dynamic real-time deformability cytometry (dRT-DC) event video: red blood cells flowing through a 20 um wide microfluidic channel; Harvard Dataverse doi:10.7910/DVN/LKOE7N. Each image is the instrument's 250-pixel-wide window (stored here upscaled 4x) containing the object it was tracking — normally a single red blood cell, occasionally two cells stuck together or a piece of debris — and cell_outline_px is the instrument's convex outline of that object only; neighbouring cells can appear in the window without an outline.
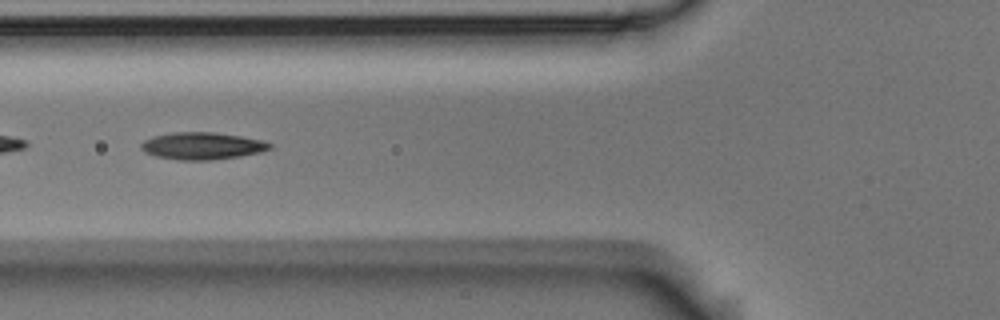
{"species": "Egyptian fruit bat (a non-hibernating species)", "species_latin": "Rousettus aegyptiacus", "temperature_condition": "room temperature", "stored_images_in_passage": 39, "camera_frame_rate_fps": 3000, "um_per_image_px": 0.085, "animal": {"sex": "male"}, "frame": {"image": 1, "passage_image": 20, "time_ms": 6.333, "image_size_px": [1000, 320], "cell_outline_px": [[272, 148], [260, 152], [240, 156], [212, 160], [180, 160], [156, 156], [144, 152], [140, 148], [140, 144], [144, 140], [156, 136], [172, 132], [216, 132], [264, 140], [272, 144]], "centroid_in_image_um": [17.2, 12.4], "position_along_channel_um": 108.6, "area_um2": 20.4}}
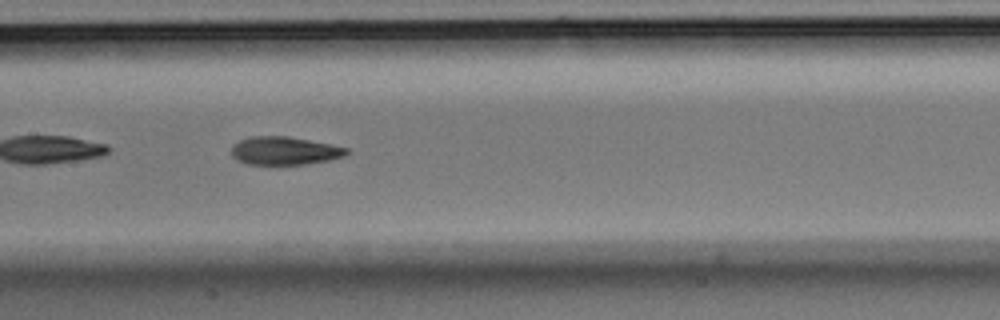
{"frame": {"image": 2, "passage_image": 26, "time_ms": 8.333, "image_size_px": [1000, 320], "cell_outline_px": [[348, 152], [344, 156], [328, 160], [304, 164], [248, 164], [236, 160], [232, 156], [232, 144], [248, 136], [288, 136], [348, 148]], "centroid_in_image_um": [24.13, 12.81], "position_along_channel_um": 183.3, "area_um2": 18.73}}
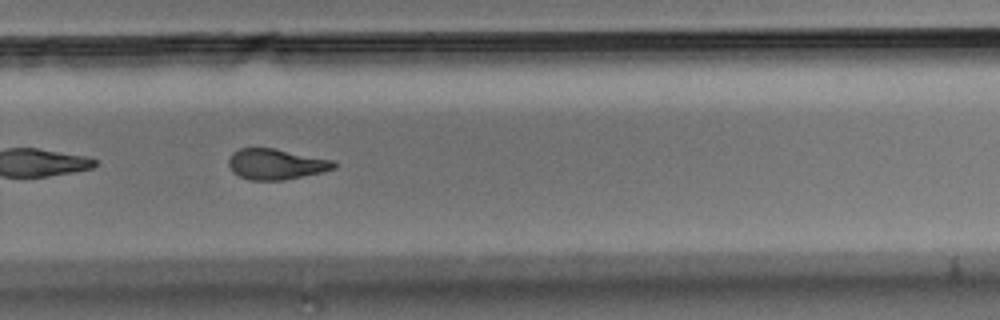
{"frame": {"image": 3, "passage_image": 36, "time_ms": 11.667, "image_size_px": [1000, 320], "cell_outline_px": [[336, 168], [320, 172], [284, 180], [248, 180], [232, 172], [228, 164], [228, 160], [232, 152], [240, 148], [276, 148], [336, 160]], "centroid_in_image_um": [23.47, 13.94], "position_along_channel_um": 306.3, "area_um2": 19.02}}